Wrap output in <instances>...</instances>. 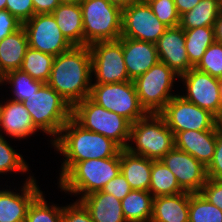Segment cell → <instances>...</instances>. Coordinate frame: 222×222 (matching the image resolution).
I'll return each mask as SVG.
<instances>
[{"label":"cell","mask_w":222,"mask_h":222,"mask_svg":"<svg viewBox=\"0 0 222 222\" xmlns=\"http://www.w3.org/2000/svg\"><path fill=\"white\" fill-rule=\"evenodd\" d=\"M63 206L48 205L41 192L30 204L24 222H62Z\"/></svg>","instance_id":"d6a6232c"},{"label":"cell","mask_w":222,"mask_h":222,"mask_svg":"<svg viewBox=\"0 0 222 222\" xmlns=\"http://www.w3.org/2000/svg\"><path fill=\"white\" fill-rule=\"evenodd\" d=\"M62 222H93L89 211L76 200L73 204L63 207Z\"/></svg>","instance_id":"74e56055"},{"label":"cell","mask_w":222,"mask_h":222,"mask_svg":"<svg viewBox=\"0 0 222 222\" xmlns=\"http://www.w3.org/2000/svg\"><path fill=\"white\" fill-rule=\"evenodd\" d=\"M179 78L184 82L187 91V95H181L184 99L209 111L216 118L220 115L222 103L218 78L196 68H191Z\"/></svg>","instance_id":"5bb4252c"},{"label":"cell","mask_w":222,"mask_h":222,"mask_svg":"<svg viewBox=\"0 0 222 222\" xmlns=\"http://www.w3.org/2000/svg\"><path fill=\"white\" fill-rule=\"evenodd\" d=\"M51 14L54 16L62 34L73 46H84L80 4L61 3Z\"/></svg>","instance_id":"d4e9b609"},{"label":"cell","mask_w":222,"mask_h":222,"mask_svg":"<svg viewBox=\"0 0 222 222\" xmlns=\"http://www.w3.org/2000/svg\"><path fill=\"white\" fill-rule=\"evenodd\" d=\"M36 14H51L60 4V0H32Z\"/></svg>","instance_id":"7bdbcfd3"},{"label":"cell","mask_w":222,"mask_h":222,"mask_svg":"<svg viewBox=\"0 0 222 222\" xmlns=\"http://www.w3.org/2000/svg\"><path fill=\"white\" fill-rule=\"evenodd\" d=\"M123 58L131 81L143 75L148 69L159 62L156 45L151 42L120 37Z\"/></svg>","instance_id":"ac0fdd59"},{"label":"cell","mask_w":222,"mask_h":222,"mask_svg":"<svg viewBox=\"0 0 222 222\" xmlns=\"http://www.w3.org/2000/svg\"><path fill=\"white\" fill-rule=\"evenodd\" d=\"M11 84L13 100L23 102L33 93L37 92L44 84L41 81L34 80L29 74L21 69L7 72L1 79L0 84Z\"/></svg>","instance_id":"4dcf8cb0"},{"label":"cell","mask_w":222,"mask_h":222,"mask_svg":"<svg viewBox=\"0 0 222 222\" xmlns=\"http://www.w3.org/2000/svg\"><path fill=\"white\" fill-rule=\"evenodd\" d=\"M221 10V0H200L190 11L180 16L179 26L182 29L214 27Z\"/></svg>","instance_id":"484cf974"},{"label":"cell","mask_w":222,"mask_h":222,"mask_svg":"<svg viewBox=\"0 0 222 222\" xmlns=\"http://www.w3.org/2000/svg\"><path fill=\"white\" fill-rule=\"evenodd\" d=\"M110 4H113L121 9L128 7L131 3L135 2L136 0H106Z\"/></svg>","instance_id":"bcb514c9"},{"label":"cell","mask_w":222,"mask_h":222,"mask_svg":"<svg viewBox=\"0 0 222 222\" xmlns=\"http://www.w3.org/2000/svg\"><path fill=\"white\" fill-rule=\"evenodd\" d=\"M29 47L44 53L58 56L73 45L62 34L52 14H36L23 23Z\"/></svg>","instance_id":"4fadbf2b"},{"label":"cell","mask_w":222,"mask_h":222,"mask_svg":"<svg viewBox=\"0 0 222 222\" xmlns=\"http://www.w3.org/2000/svg\"><path fill=\"white\" fill-rule=\"evenodd\" d=\"M190 193L153 198L150 222H189Z\"/></svg>","instance_id":"44dd1931"},{"label":"cell","mask_w":222,"mask_h":222,"mask_svg":"<svg viewBox=\"0 0 222 222\" xmlns=\"http://www.w3.org/2000/svg\"><path fill=\"white\" fill-rule=\"evenodd\" d=\"M175 135L186 130H217L216 117L209 111L175 95L159 113Z\"/></svg>","instance_id":"30bf717a"},{"label":"cell","mask_w":222,"mask_h":222,"mask_svg":"<svg viewBox=\"0 0 222 222\" xmlns=\"http://www.w3.org/2000/svg\"><path fill=\"white\" fill-rule=\"evenodd\" d=\"M137 2H149L150 0H136Z\"/></svg>","instance_id":"816d5d0a"},{"label":"cell","mask_w":222,"mask_h":222,"mask_svg":"<svg viewBox=\"0 0 222 222\" xmlns=\"http://www.w3.org/2000/svg\"><path fill=\"white\" fill-rule=\"evenodd\" d=\"M92 59V75L95 83L110 84L131 81L126 70L122 42L98 41L89 45Z\"/></svg>","instance_id":"8fae6325"},{"label":"cell","mask_w":222,"mask_h":222,"mask_svg":"<svg viewBox=\"0 0 222 222\" xmlns=\"http://www.w3.org/2000/svg\"><path fill=\"white\" fill-rule=\"evenodd\" d=\"M132 188L120 172L116 177L110 180L102 189L103 192L113 195L119 200L131 192Z\"/></svg>","instance_id":"60d3db41"},{"label":"cell","mask_w":222,"mask_h":222,"mask_svg":"<svg viewBox=\"0 0 222 222\" xmlns=\"http://www.w3.org/2000/svg\"><path fill=\"white\" fill-rule=\"evenodd\" d=\"M28 164L23 159V156L17 153L5 140V137L0 135V174L5 172H26Z\"/></svg>","instance_id":"836d02e7"},{"label":"cell","mask_w":222,"mask_h":222,"mask_svg":"<svg viewBox=\"0 0 222 222\" xmlns=\"http://www.w3.org/2000/svg\"><path fill=\"white\" fill-rule=\"evenodd\" d=\"M152 160L132 154L126 149L120 151V172L132 190L149 191Z\"/></svg>","instance_id":"603a6c76"},{"label":"cell","mask_w":222,"mask_h":222,"mask_svg":"<svg viewBox=\"0 0 222 222\" xmlns=\"http://www.w3.org/2000/svg\"><path fill=\"white\" fill-rule=\"evenodd\" d=\"M216 125H217L218 130L220 132H222V111H221L220 115L216 119Z\"/></svg>","instance_id":"7dc6e473"},{"label":"cell","mask_w":222,"mask_h":222,"mask_svg":"<svg viewBox=\"0 0 222 222\" xmlns=\"http://www.w3.org/2000/svg\"><path fill=\"white\" fill-rule=\"evenodd\" d=\"M200 193L211 204L222 210V180L207 178Z\"/></svg>","instance_id":"ab89813d"},{"label":"cell","mask_w":222,"mask_h":222,"mask_svg":"<svg viewBox=\"0 0 222 222\" xmlns=\"http://www.w3.org/2000/svg\"><path fill=\"white\" fill-rule=\"evenodd\" d=\"M195 68L201 72L208 73L213 77L221 78L222 44L215 41L210 45Z\"/></svg>","instance_id":"e575fe53"},{"label":"cell","mask_w":222,"mask_h":222,"mask_svg":"<svg viewBox=\"0 0 222 222\" xmlns=\"http://www.w3.org/2000/svg\"><path fill=\"white\" fill-rule=\"evenodd\" d=\"M176 77L179 75L159 61L133 81L139 102L147 113L159 114L175 96L171 89Z\"/></svg>","instance_id":"ba28073f"},{"label":"cell","mask_w":222,"mask_h":222,"mask_svg":"<svg viewBox=\"0 0 222 222\" xmlns=\"http://www.w3.org/2000/svg\"><path fill=\"white\" fill-rule=\"evenodd\" d=\"M200 0H174L178 14L181 16L196 6Z\"/></svg>","instance_id":"ee69618b"},{"label":"cell","mask_w":222,"mask_h":222,"mask_svg":"<svg viewBox=\"0 0 222 222\" xmlns=\"http://www.w3.org/2000/svg\"><path fill=\"white\" fill-rule=\"evenodd\" d=\"M135 144L132 146L130 141ZM174 147V134L160 114L148 113L131 124L126 150L132 154L158 161Z\"/></svg>","instance_id":"277c9868"},{"label":"cell","mask_w":222,"mask_h":222,"mask_svg":"<svg viewBox=\"0 0 222 222\" xmlns=\"http://www.w3.org/2000/svg\"><path fill=\"white\" fill-rule=\"evenodd\" d=\"M55 56L32 48H28L23 58L21 70L29 74L34 80L47 83Z\"/></svg>","instance_id":"f546056e"},{"label":"cell","mask_w":222,"mask_h":222,"mask_svg":"<svg viewBox=\"0 0 222 222\" xmlns=\"http://www.w3.org/2000/svg\"><path fill=\"white\" fill-rule=\"evenodd\" d=\"M30 113L34 126L45 134L58 137L72 117V107L47 83L22 102Z\"/></svg>","instance_id":"5b68a950"},{"label":"cell","mask_w":222,"mask_h":222,"mask_svg":"<svg viewBox=\"0 0 222 222\" xmlns=\"http://www.w3.org/2000/svg\"><path fill=\"white\" fill-rule=\"evenodd\" d=\"M83 0H60L61 3L80 4Z\"/></svg>","instance_id":"c3c4849f"},{"label":"cell","mask_w":222,"mask_h":222,"mask_svg":"<svg viewBox=\"0 0 222 222\" xmlns=\"http://www.w3.org/2000/svg\"><path fill=\"white\" fill-rule=\"evenodd\" d=\"M72 118L84 129L112 139L122 149L129 143L132 123L125 117L104 109L90 97L72 107Z\"/></svg>","instance_id":"8992f818"},{"label":"cell","mask_w":222,"mask_h":222,"mask_svg":"<svg viewBox=\"0 0 222 222\" xmlns=\"http://www.w3.org/2000/svg\"><path fill=\"white\" fill-rule=\"evenodd\" d=\"M0 129V132L4 130L10 137L18 139L31 136L38 130L24 104L13 99L0 103Z\"/></svg>","instance_id":"ffe728a7"},{"label":"cell","mask_w":222,"mask_h":222,"mask_svg":"<svg viewBox=\"0 0 222 222\" xmlns=\"http://www.w3.org/2000/svg\"><path fill=\"white\" fill-rule=\"evenodd\" d=\"M218 82H219L220 98H221V103H222V77L218 78Z\"/></svg>","instance_id":"681fc988"},{"label":"cell","mask_w":222,"mask_h":222,"mask_svg":"<svg viewBox=\"0 0 222 222\" xmlns=\"http://www.w3.org/2000/svg\"><path fill=\"white\" fill-rule=\"evenodd\" d=\"M207 178L222 180V132L216 130V146L214 156L206 167Z\"/></svg>","instance_id":"f35d334b"},{"label":"cell","mask_w":222,"mask_h":222,"mask_svg":"<svg viewBox=\"0 0 222 222\" xmlns=\"http://www.w3.org/2000/svg\"><path fill=\"white\" fill-rule=\"evenodd\" d=\"M216 146V130H186L174 135V147L185 151L208 166L213 159Z\"/></svg>","instance_id":"d6986e66"},{"label":"cell","mask_w":222,"mask_h":222,"mask_svg":"<svg viewBox=\"0 0 222 222\" xmlns=\"http://www.w3.org/2000/svg\"><path fill=\"white\" fill-rule=\"evenodd\" d=\"M153 196L149 191L131 190L121 206L127 222H150L152 217Z\"/></svg>","instance_id":"4316f807"},{"label":"cell","mask_w":222,"mask_h":222,"mask_svg":"<svg viewBox=\"0 0 222 222\" xmlns=\"http://www.w3.org/2000/svg\"><path fill=\"white\" fill-rule=\"evenodd\" d=\"M89 97L104 109L125 117L131 123H135L148 114L139 102L133 81L110 84L93 83Z\"/></svg>","instance_id":"9c48e42d"},{"label":"cell","mask_w":222,"mask_h":222,"mask_svg":"<svg viewBox=\"0 0 222 222\" xmlns=\"http://www.w3.org/2000/svg\"><path fill=\"white\" fill-rule=\"evenodd\" d=\"M159 61L165 63L179 76L194 68L188 59L184 29L168 27L155 43Z\"/></svg>","instance_id":"2e32d148"},{"label":"cell","mask_w":222,"mask_h":222,"mask_svg":"<svg viewBox=\"0 0 222 222\" xmlns=\"http://www.w3.org/2000/svg\"><path fill=\"white\" fill-rule=\"evenodd\" d=\"M51 142L65 158L60 178L77 162L114 157L122 150L112 139L84 129L72 117Z\"/></svg>","instance_id":"7a4b0ae2"},{"label":"cell","mask_w":222,"mask_h":222,"mask_svg":"<svg viewBox=\"0 0 222 222\" xmlns=\"http://www.w3.org/2000/svg\"><path fill=\"white\" fill-rule=\"evenodd\" d=\"M149 192L153 197L176 195L185 192L171 170L161 161L152 160Z\"/></svg>","instance_id":"f1b7e54d"},{"label":"cell","mask_w":222,"mask_h":222,"mask_svg":"<svg viewBox=\"0 0 222 222\" xmlns=\"http://www.w3.org/2000/svg\"><path fill=\"white\" fill-rule=\"evenodd\" d=\"M6 9V0H0V10Z\"/></svg>","instance_id":"f907efd6"},{"label":"cell","mask_w":222,"mask_h":222,"mask_svg":"<svg viewBox=\"0 0 222 222\" xmlns=\"http://www.w3.org/2000/svg\"><path fill=\"white\" fill-rule=\"evenodd\" d=\"M161 161L176 176L179 186L189 193H200L207 180L206 166L190 154L173 147Z\"/></svg>","instance_id":"9a60e30c"},{"label":"cell","mask_w":222,"mask_h":222,"mask_svg":"<svg viewBox=\"0 0 222 222\" xmlns=\"http://www.w3.org/2000/svg\"><path fill=\"white\" fill-rule=\"evenodd\" d=\"M28 48V37L23 26L0 41L1 77L9 71L21 68Z\"/></svg>","instance_id":"cb8c5ba5"},{"label":"cell","mask_w":222,"mask_h":222,"mask_svg":"<svg viewBox=\"0 0 222 222\" xmlns=\"http://www.w3.org/2000/svg\"><path fill=\"white\" fill-rule=\"evenodd\" d=\"M82 9L84 45L121 37L122 9L106 0H83Z\"/></svg>","instance_id":"52a82bcc"},{"label":"cell","mask_w":222,"mask_h":222,"mask_svg":"<svg viewBox=\"0 0 222 222\" xmlns=\"http://www.w3.org/2000/svg\"><path fill=\"white\" fill-rule=\"evenodd\" d=\"M33 176L25 180L22 192L0 190V222H24L32 201L42 192Z\"/></svg>","instance_id":"e0dca14e"},{"label":"cell","mask_w":222,"mask_h":222,"mask_svg":"<svg viewBox=\"0 0 222 222\" xmlns=\"http://www.w3.org/2000/svg\"><path fill=\"white\" fill-rule=\"evenodd\" d=\"M184 34L187 56L195 68L208 47L215 42L214 27L184 29Z\"/></svg>","instance_id":"83f0119b"},{"label":"cell","mask_w":222,"mask_h":222,"mask_svg":"<svg viewBox=\"0 0 222 222\" xmlns=\"http://www.w3.org/2000/svg\"><path fill=\"white\" fill-rule=\"evenodd\" d=\"M167 28L147 2L135 1L122 9L121 37L155 44Z\"/></svg>","instance_id":"7c38bea8"},{"label":"cell","mask_w":222,"mask_h":222,"mask_svg":"<svg viewBox=\"0 0 222 222\" xmlns=\"http://www.w3.org/2000/svg\"><path fill=\"white\" fill-rule=\"evenodd\" d=\"M189 222H222V210L201 193H190Z\"/></svg>","instance_id":"1f68e13d"},{"label":"cell","mask_w":222,"mask_h":222,"mask_svg":"<svg viewBox=\"0 0 222 222\" xmlns=\"http://www.w3.org/2000/svg\"><path fill=\"white\" fill-rule=\"evenodd\" d=\"M23 26L8 10H0V41Z\"/></svg>","instance_id":"b9f144b4"},{"label":"cell","mask_w":222,"mask_h":222,"mask_svg":"<svg viewBox=\"0 0 222 222\" xmlns=\"http://www.w3.org/2000/svg\"><path fill=\"white\" fill-rule=\"evenodd\" d=\"M92 59L89 46H73L55 56L47 84L71 107L90 96Z\"/></svg>","instance_id":"6da1fadb"},{"label":"cell","mask_w":222,"mask_h":222,"mask_svg":"<svg viewBox=\"0 0 222 222\" xmlns=\"http://www.w3.org/2000/svg\"><path fill=\"white\" fill-rule=\"evenodd\" d=\"M215 41L222 44V10L214 25Z\"/></svg>","instance_id":"f6af8a7d"},{"label":"cell","mask_w":222,"mask_h":222,"mask_svg":"<svg viewBox=\"0 0 222 222\" xmlns=\"http://www.w3.org/2000/svg\"><path fill=\"white\" fill-rule=\"evenodd\" d=\"M148 4L156 17L167 27L180 25V15L177 12L174 0H150Z\"/></svg>","instance_id":"d590c367"},{"label":"cell","mask_w":222,"mask_h":222,"mask_svg":"<svg viewBox=\"0 0 222 222\" xmlns=\"http://www.w3.org/2000/svg\"><path fill=\"white\" fill-rule=\"evenodd\" d=\"M120 173V152L110 158L87 159L75 163L61 178L59 187L62 191L81 197L96 191Z\"/></svg>","instance_id":"3957f363"},{"label":"cell","mask_w":222,"mask_h":222,"mask_svg":"<svg viewBox=\"0 0 222 222\" xmlns=\"http://www.w3.org/2000/svg\"><path fill=\"white\" fill-rule=\"evenodd\" d=\"M6 10L21 23L30 20L35 15L32 0H6Z\"/></svg>","instance_id":"8d00e7d4"},{"label":"cell","mask_w":222,"mask_h":222,"mask_svg":"<svg viewBox=\"0 0 222 222\" xmlns=\"http://www.w3.org/2000/svg\"><path fill=\"white\" fill-rule=\"evenodd\" d=\"M93 222H127L124 218L121 200L102 190L92 192L79 200Z\"/></svg>","instance_id":"7402d4cb"}]
</instances>
